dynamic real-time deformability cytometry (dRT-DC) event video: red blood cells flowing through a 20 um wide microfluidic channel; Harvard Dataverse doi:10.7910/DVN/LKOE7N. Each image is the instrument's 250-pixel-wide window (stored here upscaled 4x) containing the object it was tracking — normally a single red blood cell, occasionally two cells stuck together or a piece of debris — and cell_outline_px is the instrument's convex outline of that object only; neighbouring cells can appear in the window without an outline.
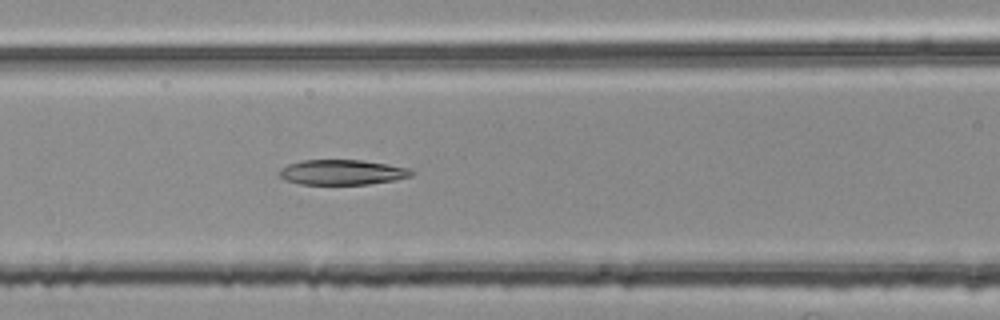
{"species": "common noctule bat (a hibernating species)", "species_latin": "Nyctalus noctula", "temperature_condition": "room temperature", "stored_images_in_passage": 40, "camera_frame_rate_fps": 3000, "um_per_image_px": 0.085, "animal": {"sex": "female", "body_mass_g": 25.1}, "frame": {"image": 1, "passage_image": 9, "time_ms": 2.667, "image_size_px": [1000, 320], "cell_outline_px": [[416, 172], [412, 176], [392, 180], [368, 184], [300, 184], [284, 180], [280, 176], [280, 168], [288, 164], [300, 160], [360, 160], [388, 164], [408, 168]], "centroid_in_image_um": [29.07, 14.64], "position_along_channel_um": 137.5, "area_um2": 19.31}}
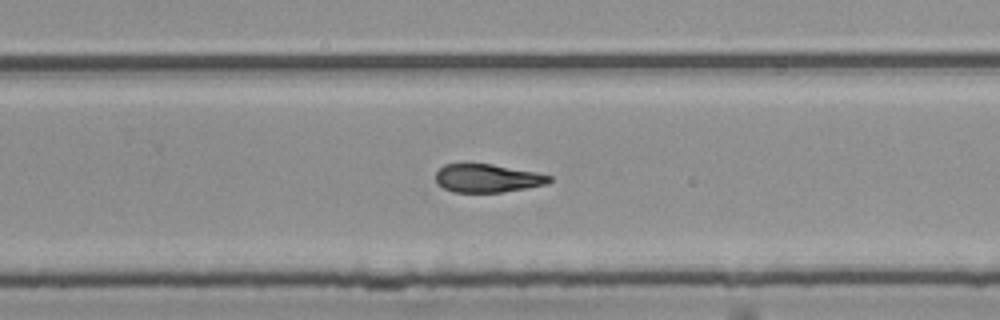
{"frame": {"image": 2, "passage_image": 21, "time_ms": 6.667, "image_size_px": [1000, 320], "cell_outline_px": [[552, 180], [544, 184], [504, 192], [452, 192], [444, 188], [436, 180], [436, 172], [444, 164], [464, 160], [468, 160], [492, 164], [536, 172], [552, 176]], "centroid_in_image_um": [41.36, 15.09], "position_along_channel_um": 288.4, "area_um2": 19.25}}
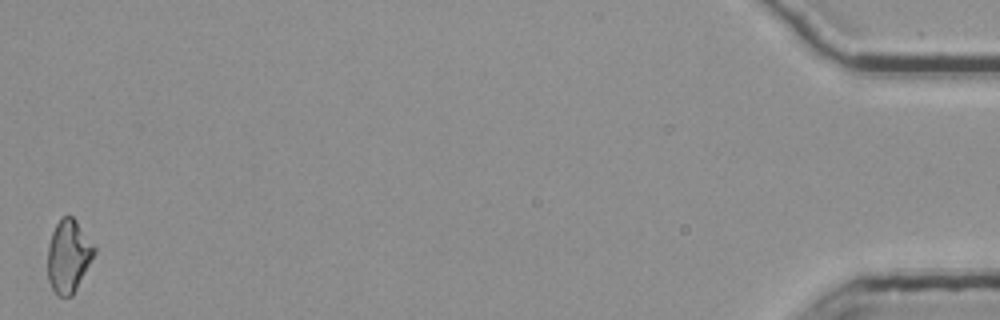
{"frame": {"image": 3, "passage_image": 40, "time_ms": 13.0, "image_size_px": [1000, 320], "cell_outline_px": [[96, 252], [72, 296], [56, 296], [48, 280], [48, 244], [52, 232], [56, 224], [64, 216], [72, 216], [76, 220], [96, 248]], "centroid_in_image_um": [5.81, 21.78], "position_along_channel_um": 429.4, "area_um2": 19.59}, "authors_computed_cell_mechanics": {"area_um2": 19.8543, "velocity_mm_per_s": 3.7808, "shape_relaxation_time_tau1_ms": 9.8497, "shape_relaxation_time_tau2_ms": 7.3443, "deformation_change_tau1": 0.2252, "deformation_change_tau2": 0.16}}